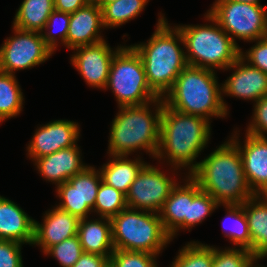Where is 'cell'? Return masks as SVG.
I'll return each instance as SVG.
<instances>
[{
  "label": "cell",
  "mask_w": 267,
  "mask_h": 267,
  "mask_svg": "<svg viewBox=\"0 0 267 267\" xmlns=\"http://www.w3.org/2000/svg\"><path fill=\"white\" fill-rule=\"evenodd\" d=\"M116 97L118 107L139 106L159 97L147 83L139 54L131 46H122L113 56L106 89Z\"/></svg>",
  "instance_id": "8"
},
{
  "label": "cell",
  "mask_w": 267,
  "mask_h": 267,
  "mask_svg": "<svg viewBox=\"0 0 267 267\" xmlns=\"http://www.w3.org/2000/svg\"><path fill=\"white\" fill-rule=\"evenodd\" d=\"M115 249L159 255L172 241L158 213L126 207L111 218Z\"/></svg>",
  "instance_id": "7"
},
{
  "label": "cell",
  "mask_w": 267,
  "mask_h": 267,
  "mask_svg": "<svg viewBox=\"0 0 267 267\" xmlns=\"http://www.w3.org/2000/svg\"><path fill=\"white\" fill-rule=\"evenodd\" d=\"M79 236L66 239L50 247L44 254L52 256L61 267H72L82 255Z\"/></svg>",
  "instance_id": "34"
},
{
  "label": "cell",
  "mask_w": 267,
  "mask_h": 267,
  "mask_svg": "<svg viewBox=\"0 0 267 267\" xmlns=\"http://www.w3.org/2000/svg\"><path fill=\"white\" fill-rule=\"evenodd\" d=\"M227 210L224 221L229 220L230 225L223 226L224 236L232 241L234 247L244 248L251 251V237L248 221L242 204L223 205ZM223 222L224 225L227 222ZM227 224V223H226ZM228 229V230H227Z\"/></svg>",
  "instance_id": "27"
},
{
  "label": "cell",
  "mask_w": 267,
  "mask_h": 267,
  "mask_svg": "<svg viewBox=\"0 0 267 267\" xmlns=\"http://www.w3.org/2000/svg\"><path fill=\"white\" fill-rule=\"evenodd\" d=\"M213 246L192 241L179 250L171 267H212Z\"/></svg>",
  "instance_id": "29"
},
{
  "label": "cell",
  "mask_w": 267,
  "mask_h": 267,
  "mask_svg": "<svg viewBox=\"0 0 267 267\" xmlns=\"http://www.w3.org/2000/svg\"><path fill=\"white\" fill-rule=\"evenodd\" d=\"M219 206L216 200L207 192L202 191L192 178V203L189 210L188 230L202 223Z\"/></svg>",
  "instance_id": "31"
},
{
  "label": "cell",
  "mask_w": 267,
  "mask_h": 267,
  "mask_svg": "<svg viewBox=\"0 0 267 267\" xmlns=\"http://www.w3.org/2000/svg\"><path fill=\"white\" fill-rule=\"evenodd\" d=\"M81 155V150L76 144L37 158L34 161V166H36L41 177L58 186L82 172L88 166L82 162Z\"/></svg>",
  "instance_id": "19"
},
{
  "label": "cell",
  "mask_w": 267,
  "mask_h": 267,
  "mask_svg": "<svg viewBox=\"0 0 267 267\" xmlns=\"http://www.w3.org/2000/svg\"><path fill=\"white\" fill-rule=\"evenodd\" d=\"M234 133L231 140L239 149L251 191L255 195H267V138L245 133L242 146L238 139L240 133L237 130Z\"/></svg>",
  "instance_id": "15"
},
{
  "label": "cell",
  "mask_w": 267,
  "mask_h": 267,
  "mask_svg": "<svg viewBox=\"0 0 267 267\" xmlns=\"http://www.w3.org/2000/svg\"><path fill=\"white\" fill-rule=\"evenodd\" d=\"M256 258L248 249L227 247L222 250L213 246L212 267H248Z\"/></svg>",
  "instance_id": "33"
},
{
  "label": "cell",
  "mask_w": 267,
  "mask_h": 267,
  "mask_svg": "<svg viewBox=\"0 0 267 267\" xmlns=\"http://www.w3.org/2000/svg\"><path fill=\"white\" fill-rule=\"evenodd\" d=\"M149 0H116L104 5L102 21L104 29L116 28L136 18L144 10Z\"/></svg>",
  "instance_id": "28"
},
{
  "label": "cell",
  "mask_w": 267,
  "mask_h": 267,
  "mask_svg": "<svg viewBox=\"0 0 267 267\" xmlns=\"http://www.w3.org/2000/svg\"><path fill=\"white\" fill-rule=\"evenodd\" d=\"M69 23H70V13H65V12H61L58 10H54L50 14L42 32H40L44 42L54 52L56 51L57 46L60 41H61V44L65 45L66 47V38H67ZM56 35H58L59 37H56ZM58 38H60V40H58Z\"/></svg>",
  "instance_id": "32"
},
{
  "label": "cell",
  "mask_w": 267,
  "mask_h": 267,
  "mask_svg": "<svg viewBox=\"0 0 267 267\" xmlns=\"http://www.w3.org/2000/svg\"><path fill=\"white\" fill-rule=\"evenodd\" d=\"M204 16L210 24L176 25L183 38L188 66L225 71L240 57L241 47L208 12Z\"/></svg>",
  "instance_id": "6"
},
{
  "label": "cell",
  "mask_w": 267,
  "mask_h": 267,
  "mask_svg": "<svg viewBox=\"0 0 267 267\" xmlns=\"http://www.w3.org/2000/svg\"><path fill=\"white\" fill-rule=\"evenodd\" d=\"M266 10L262 5L215 0L207 12L236 43V39L251 42L267 36Z\"/></svg>",
  "instance_id": "9"
},
{
  "label": "cell",
  "mask_w": 267,
  "mask_h": 267,
  "mask_svg": "<svg viewBox=\"0 0 267 267\" xmlns=\"http://www.w3.org/2000/svg\"><path fill=\"white\" fill-rule=\"evenodd\" d=\"M109 157L110 160L99 169L102 182L127 195L137 174L147 162L142 161L140 156L134 160L128 159V156Z\"/></svg>",
  "instance_id": "24"
},
{
  "label": "cell",
  "mask_w": 267,
  "mask_h": 267,
  "mask_svg": "<svg viewBox=\"0 0 267 267\" xmlns=\"http://www.w3.org/2000/svg\"><path fill=\"white\" fill-rule=\"evenodd\" d=\"M264 257H267V251L259 259H263Z\"/></svg>",
  "instance_id": "44"
},
{
  "label": "cell",
  "mask_w": 267,
  "mask_h": 267,
  "mask_svg": "<svg viewBox=\"0 0 267 267\" xmlns=\"http://www.w3.org/2000/svg\"><path fill=\"white\" fill-rule=\"evenodd\" d=\"M170 178L157 166L146 163L137 174L126 195L127 206L132 209L159 213L169 197L177 179Z\"/></svg>",
  "instance_id": "11"
},
{
  "label": "cell",
  "mask_w": 267,
  "mask_h": 267,
  "mask_svg": "<svg viewBox=\"0 0 267 267\" xmlns=\"http://www.w3.org/2000/svg\"><path fill=\"white\" fill-rule=\"evenodd\" d=\"M100 8H102L104 5L111 3L116 0H93Z\"/></svg>",
  "instance_id": "41"
},
{
  "label": "cell",
  "mask_w": 267,
  "mask_h": 267,
  "mask_svg": "<svg viewBox=\"0 0 267 267\" xmlns=\"http://www.w3.org/2000/svg\"><path fill=\"white\" fill-rule=\"evenodd\" d=\"M251 237V252L260 258L267 251V195H254L243 204Z\"/></svg>",
  "instance_id": "23"
},
{
  "label": "cell",
  "mask_w": 267,
  "mask_h": 267,
  "mask_svg": "<svg viewBox=\"0 0 267 267\" xmlns=\"http://www.w3.org/2000/svg\"><path fill=\"white\" fill-rule=\"evenodd\" d=\"M163 105V98H158L144 105L119 107L111 123L109 155L128 156L133 152L145 150L149 156L155 158L160 143Z\"/></svg>",
  "instance_id": "4"
},
{
  "label": "cell",
  "mask_w": 267,
  "mask_h": 267,
  "mask_svg": "<svg viewBox=\"0 0 267 267\" xmlns=\"http://www.w3.org/2000/svg\"><path fill=\"white\" fill-rule=\"evenodd\" d=\"M24 96L15 75L0 71V123L22 111Z\"/></svg>",
  "instance_id": "26"
},
{
  "label": "cell",
  "mask_w": 267,
  "mask_h": 267,
  "mask_svg": "<svg viewBox=\"0 0 267 267\" xmlns=\"http://www.w3.org/2000/svg\"><path fill=\"white\" fill-rule=\"evenodd\" d=\"M101 182L99 169L87 166L82 172L55 187L60 199V203L56 207L79 219L89 218L88 214L94 208Z\"/></svg>",
  "instance_id": "12"
},
{
  "label": "cell",
  "mask_w": 267,
  "mask_h": 267,
  "mask_svg": "<svg viewBox=\"0 0 267 267\" xmlns=\"http://www.w3.org/2000/svg\"><path fill=\"white\" fill-rule=\"evenodd\" d=\"M186 183L176 184L169 197L164 201L163 207L158 213L164 229L171 239L177 236L181 229H188L190 204L192 203V177L186 174Z\"/></svg>",
  "instance_id": "20"
},
{
  "label": "cell",
  "mask_w": 267,
  "mask_h": 267,
  "mask_svg": "<svg viewBox=\"0 0 267 267\" xmlns=\"http://www.w3.org/2000/svg\"><path fill=\"white\" fill-rule=\"evenodd\" d=\"M102 28H104L102 10L92 0L86 6L70 14L66 47L73 50L80 46L92 45L105 40L101 36L100 30Z\"/></svg>",
  "instance_id": "18"
},
{
  "label": "cell",
  "mask_w": 267,
  "mask_h": 267,
  "mask_svg": "<svg viewBox=\"0 0 267 267\" xmlns=\"http://www.w3.org/2000/svg\"><path fill=\"white\" fill-rule=\"evenodd\" d=\"M158 255L147 252L126 251L115 249L109 259L112 267H158Z\"/></svg>",
  "instance_id": "35"
},
{
  "label": "cell",
  "mask_w": 267,
  "mask_h": 267,
  "mask_svg": "<svg viewBox=\"0 0 267 267\" xmlns=\"http://www.w3.org/2000/svg\"><path fill=\"white\" fill-rule=\"evenodd\" d=\"M233 1L242 2V3H251V4H255V5H261L259 2L260 0H233Z\"/></svg>",
  "instance_id": "42"
},
{
  "label": "cell",
  "mask_w": 267,
  "mask_h": 267,
  "mask_svg": "<svg viewBox=\"0 0 267 267\" xmlns=\"http://www.w3.org/2000/svg\"><path fill=\"white\" fill-rule=\"evenodd\" d=\"M79 221L77 216L54 207L44 213L43 223L34 220L32 245L40 246L44 254L53 245L76 236Z\"/></svg>",
  "instance_id": "17"
},
{
  "label": "cell",
  "mask_w": 267,
  "mask_h": 267,
  "mask_svg": "<svg viewBox=\"0 0 267 267\" xmlns=\"http://www.w3.org/2000/svg\"><path fill=\"white\" fill-rule=\"evenodd\" d=\"M121 47L118 45L114 50L106 40H103L96 44L74 48L71 64L87 85L105 90L113 56Z\"/></svg>",
  "instance_id": "13"
},
{
  "label": "cell",
  "mask_w": 267,
  "mask_h": 267,
  "mask_svg": "<svg viewBox=\"0 0 267 267\" xmlns=\"http://www.w3.org/2000/svg\"><path fill=\"white\" fill-rule=\"evenodd\" d=\"M92 0H54L55 10L74 13L79 8L86 6Z\"/></svg>",
  "instance_id": "40"
},
{
  "label": "cell",
  "mask_w": 267,
  "mask_h": 267,
  "mask_svg": "<svg viewBox=\"0 0 267 267\" xmlns=\"http://www.w3.org/2000/svg\"><path fill=\"white\" fill-rule=\"evenodd\" d=\"M211 122L207 119L175 111L165 103L160 121V143L154 159H165L173 170L187 168L190 174L199 164L196 158L210 140Z\"/></svg>",
  "instance_id": "1"
},
{
  "label": "cell",
  "mask_w": 267,
  "mask_h": 267,
  "mask_svg": "<svg viewBox=\"0 0 267 267\" xmlns=\"http://www.w3.org/2000/svg\"><path fill=\"white\" fill-rule=\"evenodd\" d=\"M34 220L14 201L0 195V240L32 245Z\"/></svg>",
  "instance_id": "21"
},
{
  "label": "cell",
  "mask_w": 267,
  "mask_h": 267,
  "mask_svg": "<svg viewBox=\"0 0 267 267\" xmlns=\"http://www.w3.org/2000/svg\"><path fill=\"white\" fill-rule=\"evenodd\" d=\"M21 243L0 240V267H23Z\"/></svg>",
  "instance_id": "38"
},
{
  "label": "cell",
  "mask_w": 267,
  "mask_h": 267,
  "mask_svg": "<svg viewBox=\"0 0 267 267\" xmlns=\"http://www.w3.org/2000/svg\"><path fill=\"white\" fill-rule=\"evenodd\" d=\"M80 137L79 124L70 120H55L41 125L27 146L29 159L55 153L61 149L75 146Z\"/></svg>",
  "instance_id": "14"
},
{
  "label": "cell",
  "mask_w": 267,
  "mask_h": 267,
  "mask_svg": "<svg viewBox=\"0 0 267 267\" xmlns=\"http://www.w3.org/2000/svg\"><path fill=\"white\" fill-rule=\"evenodd\" d=\"M159 15L156 29L147 43L130 46L142 60L149 87L159 98H163L188 63L178 28L170 26L163 14Z\"/></svg>",
  "instance_id": "2"
},
{
  "label": "cell",
  "mask_w": 267,
  "mask_h": 267,
  "mask_svg": "<svg viewBox=\"0 0 267 267\" xmlns=\"http://www.w3.org/2000/svg\"><path fill=\"white\" fill-rule=\"evenodd\" d=\"M77 235L84 253L106 256L110 259L112 252L115 250L110 218L80 219Z\"/></svg>",
  "instance_id": "22"
},
{
  "label": "cell",
  "mask_w": 267,
  "mask_h": 267,
  "mask_svg": "<svg viewBox=\"0 0 267 267\" xmlns=\"http://www.w3.org/2000/svg\"><path fill=\"white\" fill-rule=\"evenodd\" d=\"M126 207H128L126 195L114 187L101 182L92 212H96L100 217L111 219Z\"/></svg>",
  "instance_id": "30"
},
{
  "label": "cell",
  "mask_w": 267,
  "mask_h": 267,
  "mask_svg": "<svg viewBox=\"0 0 267 267\" xmlns=\"http://www.w3.org/2000/svg\"><path fill=\"white\" fill-rule=\"evenodd\" d=\"M189 175L221 206L243 204L255 195L247 182L239 149L231 139L201 160Z\"/></svg>",
  "instance_id": "3"
},
{
  "label": "cell",
  "mask_w": 267,
  "mask_h": 267,
  "mask_svg": "<svg viewBox=\"0 0 267 267\" xmlns=\"http://www.w3.org/2000/svg\"><path fill=\"white\" fill-rule=\"evenodd\" d=\"M14 35L0 47V71L15 75L18 70L33 68L51 58L54 51L40 32L12 27Z\"/></svg>",
  "instance_id": "10"
},
{
  "label": "cell",
  "mask_w": 267,
  "mask_h": 267,
  "mask_svg": "<svg viewBox=\"0 0 267 267\" xmlns=\"http://www.w3.org/2000/svg\"><path fill=\"white\" fill-rule=\"evenodd\" d=\"M109 258L91 253H82L80 258L72 267H107Z\"/></svg>",
  "instance_id": "39"
},
{
  "label": "cell",
  "mask_w": 267,
  "mask_h": 267,
  "mask_svg": "<svg viewBox=\"0 0 267 267\" xmlns=\"http://www.w3.org/2000/svg\"><path fill=\"white\" fill-rule=\"evenodd\" d=\"M259 258H256L255 260H253L250 264H249V266L248 267H264V265L263 266H260L256 261L258 260ZM257 263V265L255 266L254 264H256Z\"/></svg>",
  "instance_id": "43"
},
{
  "label": "cell",
  "mask_w": 267,
  "mask_h": 267,
  "mask_svg": "<svg viewBox=\"0 0 267 267\" xmlns=\"http://www.w3.org/2000/svg\"><path fill=\"white\" fill-rule=\"evenodd\" d=\"M233 73L222 85V94L237 99L258 101L267 96V74L251 66L241 56L225 70Z\"/></svg>",
  "instance_id": "16"
},
{
  "label": "cell",
  "mask_w": 267,
  "mask_h": 267,
  "mask_svg": "<svg viewBox=\"0 0 267 267\" xmlns=\"http://www.w3.org/2000/svg\"><path fill=\"white\" fill-rule=\"evenodd\" d=\"M54 10V0H23L12 24L20 30L42 32Z\"/></svg>",
  "instance_id": "25"
},
{
  "label": "cell",
  "mask_w": 267,
  "mask_h": 267,
  "mask_svg": "<svg viewBox=\"0 0 267 267\" xmlns=\"http://www.w3.org/2000/svg\"><path fill=\"white\" fill-rule=\"evenodd\" d=\"M251 42L256 43L245 53L241 49L240 56L251 66L267 74V36Z\"/></svg>",
  "instance_id": "37"
},
{
  "label": "cell",
  "mask_w": 267,
  "mask_h": 267,
  "mask_svg": "<svg viewBox=\"0 0 267 267\" xmlns=\"http://www.w3.org/2000/svg\"><path fill=\"white\" fill-rule=\"evenodd\" d=\"M252 122L247 126L246 133L267 138V96L254 103Z\"/></svg>",
  "instance_id": "36"
},
{
  "label": "cell",
  "mask_w": 267,
  "mask_h": 267,
  "mask_svg": "<svg viewBox=\"0 0 267 267\" xmlns=\"http://www.w3.org/2000/svg\"><path fill=\"white\" fill-rule=\"evenodd\" d=\"M214 70L187 66L176 78L164 103L175 111L203 117L225 118L228 105Z\"/></svg>",
  "instance_id": "5"
}]
</instances>
